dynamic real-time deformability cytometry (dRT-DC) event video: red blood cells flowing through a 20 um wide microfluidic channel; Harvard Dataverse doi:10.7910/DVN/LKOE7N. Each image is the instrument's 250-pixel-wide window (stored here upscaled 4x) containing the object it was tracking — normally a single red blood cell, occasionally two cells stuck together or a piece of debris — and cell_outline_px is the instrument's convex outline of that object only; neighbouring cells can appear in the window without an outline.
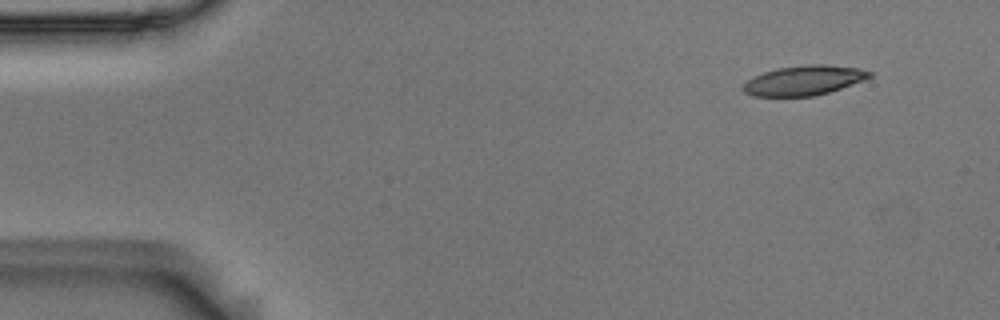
{"species": "Egyptian fruit bat (a non-hibernating species)", "species_latin": "Rousettus aegyptiacus", "temperature_condition": "room temperature", "stored_images_in_passage": 50, "camera_frame_rate_fps": 3000, "um_per_image_px": 0.085, "animal": {"sex": "male"}, "frame": {"image": 1, "passage_image": 1, "time_ms": 0.0, "image_size_px": [1000, 320], "cell_outline_px": [[872, 76], [864, 80], [816, 96], [752, 96], [744, 92], [744, 84], [752, 76], [776, 68], [808, 64], [824, 64], [860, 68], [872, 72]], "centroid_in_image_um": [68.34, 6.82], "position_along_channel_um": 16.7, "area_um2": 21.85}}
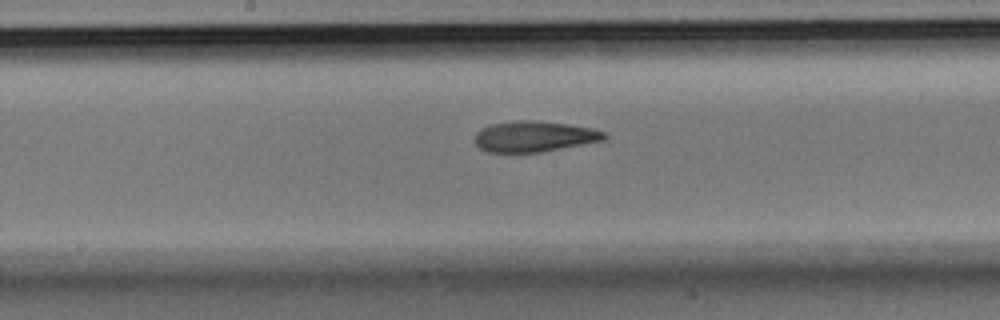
{"frame": {"image": 2, "passage_image": 24, "time_ms": 7.667, "image_size_px": [1000, 320], "cell_outline_px": [[608, 136], [604, 140], [540, 152], [488, 152], [480, 148], [476, 144], [476, 132], [492, 124], [516, 120], [532, 120], [568, 124], [588, 128], [604, 132]], "centroid_in_image_um": [45.4, 11.6], "position_along_channel_um": 202.8, "area_um2": 22.83}}
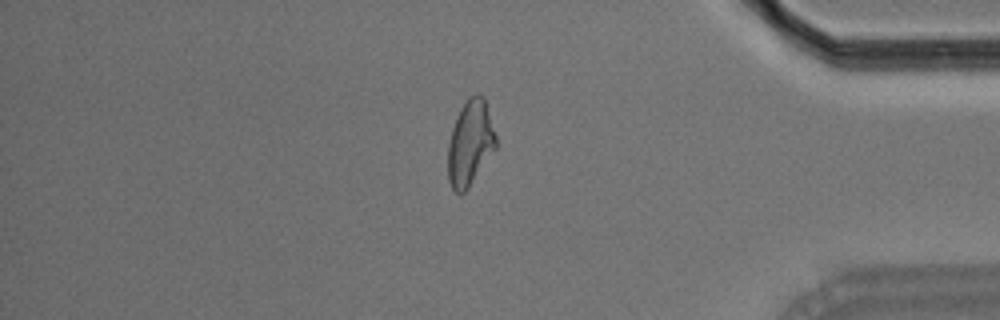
{"frame": {"image": 3, "passage_image": 42, "time_ms": 13.667, "image_size_px": [1000, 320], "cell_outline_px": [[496, 148], [468, 188], [464, 192], [456, 192], [452, 188], [448, 180], [448, 144], [452, 128], [456, 116], [460, 108], [468, 96], [476, 92], [480, 92], [484, 96], [496, 136]], "centroid_in_image_um": [39.96, 12.1], "position_along_channel_um": 395.2, "area_um2": 23.93}, "authors_computed_cell_mechanics": {"area_um2": 23.3223, "velocity_mm_per_s": 3.6918, "shape_relaxation_time_tau1_ms": 7.7209, "shape_relaxation_time_tau2_ms": 4.0575, "deformation_change_tau1": 0.2369, "deformation_change_tau2": 0.1396}}